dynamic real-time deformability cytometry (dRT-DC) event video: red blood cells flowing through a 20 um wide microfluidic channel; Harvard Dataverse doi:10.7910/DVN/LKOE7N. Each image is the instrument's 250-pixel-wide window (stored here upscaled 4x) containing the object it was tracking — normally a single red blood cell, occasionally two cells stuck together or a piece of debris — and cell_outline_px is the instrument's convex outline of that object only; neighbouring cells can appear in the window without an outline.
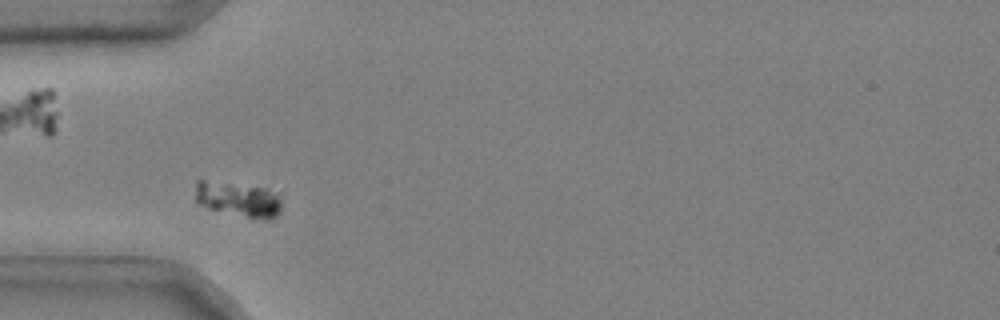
{"species": "common noctule bat (a hibernating species)", "species_latin": "Nyctalus noctula", "temperature_condition": "cold", "stored_images_in_passage": 44, "camera_frame_rate_fps": 3000, "um_per_image_px": 0.085, "animal": {"sex": "male", "body_mass_g": 20.4}, "frame": {"image": 1, "passage_image": 6, "time_ms": 1.667, "image_size_px": [1000, 320], "cell_outline_px": [[280, 212], [276, 216], [264, 220], [208, 208], [200, 204], [196, 200], [196, 180], [204, 180], [268, 188], [280, 192]], "centroid_in_image_um": [20.31, 16.92], "position_along_channel_um": 64.7, "area_um2": 17.46}}
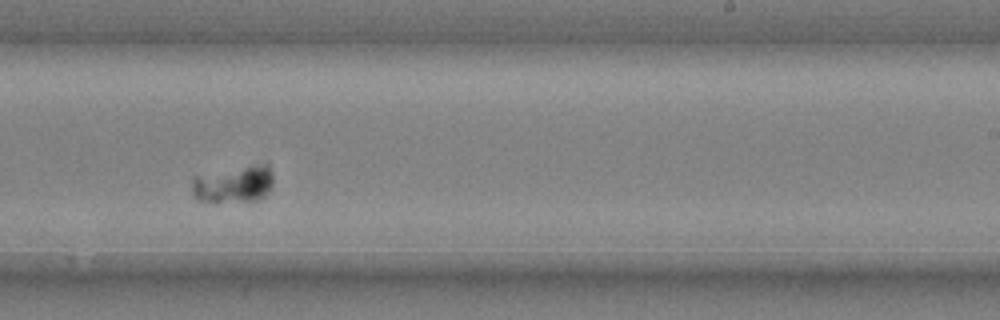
{"frame": {"image": 2, "passage_image": 24, "time_ms": 7.667, "image_size_px": [1000, 320], "cell_outline_px": [[272, 184], [268, 192], [260, 200], [216, 204], [200, 200], [192, 196], [192, 176], [268, 160], [272, 172]], "centroid_in_image_um": [19.88, 15.64], "position_along_channel_um": 269.1, "area_um2": 18.73}}
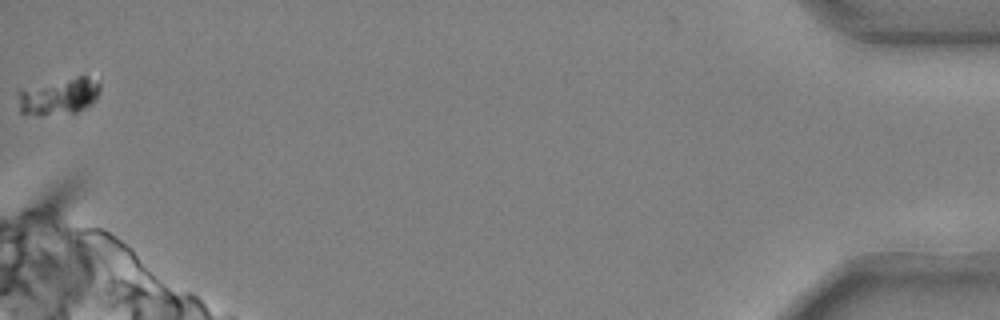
{"frame": {"image": 3, "passage_image": 44, "time_ms": 14.333, "image_size_px": [1000, 320], "cell_outline_px": [[100, 92], [84, 108], [76, 112], [40, 116], [36, 116], [20, 112], [20, 88], [76, 76], [88, 76], [100, 84]], "centroid_in_image_um": [4.99, 8.18], "position_along_channel_um": 430.2, "area_um2": 17.4}}